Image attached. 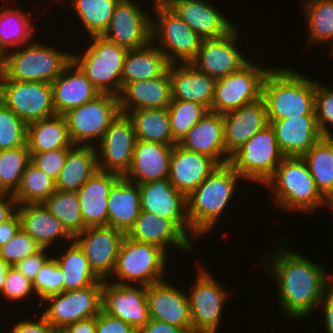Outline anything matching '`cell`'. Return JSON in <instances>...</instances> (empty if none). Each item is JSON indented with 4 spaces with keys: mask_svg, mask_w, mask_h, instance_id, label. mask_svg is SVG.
I'll list each match as a JSON object with an SVG mask.
<instances>
[{
    "mask_svg": "<svg viewBox=\"0 0 333 333\" xmlns=\"http://www.w3.org/2000/svg\"><path fill=\"white\" fill-rule=\"evenodd\" d=\"M282 249L280 247L278 252L276 249L268 258L271 262L263 263L264 268L275 279L278 298L286 315L293 319L309 316L333 287V276L298 252Z\"/></svg>",
    "mask_w": 333,
    "mask_h": 333,
    "instance_id": "6da1fadb",
    "label": "cell"
},
{
    "mask_svg": "<svg viewBox=\"0 0 333 333\" xmlns=\"http://www.w3.org/2000/svg\"><path fill=\"white\" fill-rule=\"evenodd\" d=\"M262 99L268 120L315 115L314 81L289 68H271L263 82Z\"/></svg>",
    "mask_w": 333,
    "mask_h": 333,
    "instance_id": "7a4b0ae2",
    "label": "cell"
},
{
    "mask_svg": "<svg viewBox=\"0 0 333 333\" xmlns=\"http://www.w3.org/2000/svg\"><path fill=\"white\" fill-rule=\"evenodd\" d=\"M239 178L229 164L219 165L188 197L191 230L199 236L212 231L234 195Z\"/></svg>",
    "mask_w": 333,
    "mask_h": 333,
    "instance_id": "3957f363",
    "label": "cell"
},
{
    "mask_svg": "<svg viewBox=\"0 0 333 333\" xmlns=\"http://www.w3.org/2000/svg\"><path fill=\"white\" fill-rule=\"evenodd\" d=\"M265 184L274 190L276 205L285 210L311 213L327 203L302 157H285Z\"/></svg>",
    "mask_w": 333,
    "mask_h": 333,
    "instance_id": "277c9868",
    "label": "cell"
},
{
    "mask_svg": "<svg viewBox=\"0 0 333 333\" xmlns=\"http://www.w3.org/2000/svg\"><path fill=\"white\" fill-rule=\"evenodd\" d=\"M85 53L72 55V61L101 92L119 96L121 73L128 50L102 35L91 36Z\"/></svg>",
    "mask_w": 333,
    "mask_h": 333,
    "instance_id": "5b68a950",
    "label": "cell"
},
{
    "mask_svg": "<svg viewBox=\"0 0 333 333\" xmlns=\"http://www.w3.org/2000/svg\"><path fill=\"white\" fill-rule=\"evenodd\" d=\"M17 50L7 52L4 76L20 82L52 83L72 61V54L52 49L37 40Z\"/></svg>",
    "mask_w": 333,
    "mask_h": 333,
    "instance_id": "8992f818",
    "label": "cell"
},
{
    "mask_svg": "<svg viewBox=\"0 0 333 333\" xmlns=\"http://www.w3.org/2000/svg\"><path fill=\"white\" fill-rule=\"evenodd\" d=\"M153 5L158 22L152 19V42L159 39L158 48L170 64L191 63L202 39L163 0H154Z\"/></svg>",
    "mask_w": 333,
    "mask_h": 333,
    "instance_id": "52a82bcc",
    "label": "cell"
},
{
    "mask_svg": "<svg viewBox=\"0 0 333 333\" xmlns=\"http://www.w3.org/2000/svg\"><path fill=\"white\" fill-rule=\"evenodd\" d=\"M166 252L153 244L138 242L125 236L112 274L118 277V284L149 286L160 282L166 267Z\"/></svg>",
    "mask_w": 333,
    "mask_h": 333,
    "instance_id": "ba28073f",
    "label": "cell"
},
{
    "mask_svg": "<svg viewBox=\"0 0 333 333\" xmlns=\"http://www.w3.org/2000/svg\"><path fill=\"white\" fill-rule=\"evenodd\" d=\"M284 158L269 124L230 156L229 165L245 180L265 184Z\"/></svg>",
    "mask_w": 333,
    "mask_h": 333,
    "instance_id": "9c48e42d",
    "label": "cell"
},
{
    "mask_svg": "<svg viewBox=\"0 0 333 333\" xmlns=\"http://www.w3.org/2000/svg\"><path fill=\"white\" fill-rule=\"evenodd\" d=\"M120 113L119 96L107 93H101L95 99L70 109L63 116L72 144L92 146L93 141L100 142Z\"/></svg>",
    "mask_w": 333,
    "mask_h": 333,
    "instance_id": "30bf717a",
    "label": "cell"
},
{
    "mask_svg": "<svg viewBox=\"0 0 333 333\" xmlns=\"http://www.w3.org/2000/svg\"><path fill=\"white\" fill-rule=\"evenodd\" d=\"M271 69L249 60L240 69L216 80L211 112L224 114L262 98V86Z\"/></svg>",
    "mask_w": 333,
    "mask_h": 333,
    "instance_id": "8fae6325",
    "label": "cell"
},
{
    "mask_svg": "<svg viewBox=\"0 0 333 333\" xmlns=\"http://www.w3.org/2000/svg\"><path fill=\"white\" fill-rule=\"evenodd\" d=\"M103 280L83 289L62 291L43 299L49 302L43 316L59 332L65 326L98 315L102 310Z\"/></svg>",
    "mask_w": 333,
    "mask_h": 333,
    "instance_id": "7c38bea8",
    "label": "cell"
},
{
    "mask_svg": "<svg viewBox=\"0 0 333 333\" xmlns=\"http://www.w3.org/2000/svg\"><path fill=\"white\" fill-rule=\"evenodd\" d=\"M0 101L26 124L56 115L52 85L0 77Z\"/></svg>",
    "mask_w": 333,
    "mask_h": 333,
    "instance_id": "4fadbf2b",
    "label": "cell"
},
{
    "mask_svg": "<svg viewBox=\"0 0 333 333\" xmlns=\"http://www.w3.org/2000/svg\"><path fill=\"white\" fill-rule=\"evenodd\" d=\"M196 278L191 294H187L192 332L217 333L227 298L225 289L202 267Z\"/></svg>",
    "mask_w": 333,
    "mask_h": 333,
    "instance_id": "5bb4252c",
    "label": "cell"
},
{
    "mask_svg": "<svg viewBox=\"0 0 333 333\" xmlns=\"http://www.w3.org/2000/svg\"><path fill=\"white\" fill-rule=\"evenodd\" d=\"M134 3L119 0L109 26L102 35L127 50L144 47L152 41V19Z\"/></svg>",
    "mask_w": 333,
    "mask_h": 333,
    "instance_id": "9a60e30c",
    "label": "cell"
},
{
    "mask_svg": "<svg viewBox=\"0 0 333 333\" xmlns=\"http://www.w3.org/2000/svg\"><path fill=\"white\" fill-rule=\"evenodd\" d=\"M135 142L133 122L127 115L120 113L98 143V170L124 176L132 163Z\"/></svg>",
    "mask_w": 333,
    "mask_h": 333,
    "instance_id": "2e32d148",
    "label": "cell"
},
{
    "mask_svg": "<svg viewBox=\"0 0 333 333\" xmlns=\"http://www.w3.org/2000/svg\"><path fill=\"white\" fill-rule=\"evenodd\" d=\"M103 280L102 310L130 324L136 330L150 321L147 286L109 283ZM108 282V283H107Z\"/></svg>",
    "mask_w": 333,
    "mask_h": 333,
    "instance_id": "e0dca14e",
    "label": "cell"
},
{
    "mask_svg": "<svg viewBox=\"0 0 333 333\" xmlns=\"http://www.w3.org/2000/svg\"><path fill=\"white\" fill-rule=\"evenodd\" d=\"M124 237V232L110 226H91L77 234L73 240L84 251L95 274L106 280L108 276H113Z\"/></svg>",
    "mask_w": 333,
    "mask_h": 333,
    "instance_id": "ac0fdd59",
    "label": "cell"
},
{
    "mask_svg": "<svg viewBox=\"0 0 333 333\" xmlns=\"http://www.w3.org/2000/svg\"><path fill=\"white\" fill-rule=\"evenodd\" d=\"M237 36L238 30L234 27L220 38L202 39L191 64L215 81L237 71L249 61L237 48Z\"/></svg>",
    "mask_w": 333,
    "mask_h": 333,
    "instance_id": "d6986e66",
    "label": "cell"
},
{
    "mask_svg": "<svg viewBox=\"0 0 333 333\" xmlns=\"http://www.w3.org/2000/svg\"><path fill=\"white\" fill-rule=\"evenodd\" d=\"M139 188L141 210L173 221L187 236L190 230L192 236L197 237L188 221L187 197L168 178L139 184Z\"/></svg>",
    "mask_w": 333,
    "mask_h": 333,
    "instance_id": "ffe728a7",
    "label": "cell"
},
{
    "mask_svg": "<svg viewBox=\"0 0 333 333\" xmlns=\"http://www.w3.org/2000/svg\"><path fill=\"white\" fill-rule=\"evenodd\" d=\"M150 319L168 323L192 333L187 293L162 280L147 286Z\"/></svg>",
    "mask_w": 333,
    "mask_h": 333,
    "instance_id": "44dd1931",
    "label": "cell"
},
{
    "mask_svg": "<svg viewBox=\"0 0 333 333\" xmlns=\"http://www.w3.org/2000/svg\"><path fill=\"white\" fill-rule=\"evenodd\" d=\"M201 39L220 38L235 26L203 0H163ZM231 22V23H230Z\"/></svg>",
    "mask_w": 333,
    "mask_h": 333,
    "instance_id": "7402d4cb",
    "label": "cell"
},
{
    "mask_svg": "<svg viewBox=\"0 0 333 333\" xmlns=\"http://www.w3.org/2000/svg\"><path fill=\"white\" fill-rule=\"evenodd\" d=\"M219 164L207 155L174 145L170 159L169 181L188 197Z\"/></svg>",
    "mask_w": 333,
    "mask_h": 333,
    "instance_id": "603a6c76",
    "label": "cell"
},
{
    "mask_svg": "<svg viewBox=\"0 0 333 333\" xmlns=\"http://www.w3.org/2000/svg\"><path fill=\"white\" fill-rule=\"evenodd\" d=\"M223 115L226 153L231 156L255 133L269 125L264 100L242 106Z\"/></svg>",
    "mask_w": 333,
    "mask_h": 333,
    "instance_id": "cb8c5ba5",
    "label": "cell"
},
{
    "mask_svg": "<svg viewBox=\"0 0 333 333\" xmlns=\"http://www.w3.org/2000/svg\"><path fill=\"white\" fill-rule=\"evenodd\" d=\"M125 236L138 242L156 245L165 252L168 245L188 253L193 250L190 237L173 221L143 210Z\"/></svg>",
    "mask_w": 333,
    "mask_h": 333,
    "instance_id": "d4e9b609",
    "label": "cell"
},
{
    "mask_svg": "<svg viewBox=\"0 0 333 333\" xmlns=\"http://www.w3.org/2000/svg\"><path fill=\"white\" fill-rule=\"evenodd\" d=\"M173 147L136 140L131 166L123 177L137 184L167 179Z\"/></svg>",
    "mask_w": 333,
    "mask_h": 333,
    "instance_id": "484cf974",
    "label": "cell"
},
{
    "mask_svg": "<svg viewBox=\"0 0 333 333\" xmlns=\"http://www.w3.org/2000/svg\"><path fill=\"white\" fill-rule=\"evenodd\" d=\"M268 121L285 157H301L323 137L318 130L315 115Z\"/></svg>",
    "mask_w": 333,
    "mask_h": 333,
    "instance_id": "4316f807",
    "label": "cell"
},
{
    "mask_svg": "<svg viewBox=\"0 0 333 333\" xmlns=\"http://www.w3.org/2000/svg\"><path fill=\"white\" fill-rule=\"evenodd\" d=\"M178 144L186 150L209 156L219 165L229 164L222 114L209 111Z\"/></svg>",
    "mask_w": 333,
    "mask_h": 333,
    "instance_id": "83f0119b",
    "label": "cell"
},
{
    "mask_svg": "<svg viewBox=\"0 0 333 333\" xmlns=\"http://www.w3.org/2000/svg\"><path fill=\"white\" fill-rule=\"evenodd\" d=\"M121 177L113 172L97 170L77 191L86 227L108 226V196L113 185Z\"/></svg>",
    "mask_w": 333,
    "mask_h": 333,
    "instance_id": "f1b7e54d",
    "label": "cell"
},
{
    "mask_svg": "<svg viewBox=\"0 0 333 333\" xmlns=\"http://www.w3.org/2000/svg\"><path fill=\"white\" fill-rule=\"evenodd\" d=\"M51 85L55 111L60 115L101 94L73 61L64 68L62 74Z\"/></svg>",
    "mask_w": 333,
    "mask_h": 333,
    "instance_id": "f546056e",
    "label": "cell"
},
{
    "mask_svg": "<svg viewBox=\"0 0 333 333\" xmlns=\"http://www.w3.org/2000/svg\"><path fill=\"white\" fill-rule=\"evenodd\" d=\"M177 66V67H176ZM171 100L205 105L211 111L215 80L191 63L170 64Z\"/></svg>",
    "mask_w": 333,
    "mask_h": 333,
    "instance_id": "4dcf8cb0",
    "label": "cell"
},
{
    "mask_svg": "<svg viewBox=\"0 0 333 333\" xmlns=\"http://www.w3.org/2000/svg\"><path fill=\"white\" fill-rule=\"evenodd\" d=\"M170 102L168 70L162 76L127 84L119 95L120 112L125 115L139 109L168 108Z\"/></svg>",
    "mask_w": 333,
    "mask_h": 333,
    "instance_id": "1f68e13d",
    "label": "cell"
},
{
    "mask_svg": "<svg viewBox=\"0 0 333 333\" xmlns=\"http://www.w3.org/2000/svg\"><path fill=\"white\" fill-rule=\"evenodd\" d=\"M108 201V226L126 234L141 212L139 184L122 176L110 190Z\"/></svg>",
    "mask_w": 333,
    "mask_h": 333,
    "instance_id": "d6a6232c",
    "label": "cell"
},
{
    "mask_svg": "<svg viewBox=\"0 0 333 333\" xmlns=\"http://www.w3.org/2000/svg\"><path fill=\"white\" fill-rule=\"evenodd\" d=\"M21 228L34 239L41 248H48L59 238L70 239L73 237L63 227L62 223L52 215L43 203L18 204Z\"/></svg>",
    "mask_w": 333,
    "mask_h": 333,
    "instance_id": "836d02e7",
    "label": "cell"
},
{
    "mask_svg": "<svg viewBox=\"0 0 333 333\" xmlns=\"http://www.w3.org/2000/svg\"><path fill=\"white\" fill-rule=\"evenodd\" d=\"M95 145H73L55 181L56 190L77 192L98 170Z\"/></svg>",
    "mask_w": 333,
    "mask_h": 333,
    "instance_id": "e575fe53",
    "label": "cell"
},
{
    "mask_svg": "<svg viewBox=\"0 0 333 333\" xmlns=\"http://www.w3.org/2000/svg\"><path fill=\"white\" fill-rule=\"evenodd\" d=\"M152 41L141 48L128 50L121 73L122 89L129 83L162 76L170 63Z\"/></svg>",
    "mask_w": 333,
    "mask_h": 333,
    "instance_id": "d590c367",
    "label": "cell"
},
{
    "mask_svg": "<svg viewBox=\"0 0 333 333\" xmlns=\"http://www.w3.org/2000/svg\"><path fill=\"white\" fill-rule=\"evenodd\" d=\"M27 146L30 152H47L73 146L63 115L43 118L27 124Z\"/></svg>",
    "mask_w": 333,
    "mask_h": 333,
    "instance_id": "8d00e7d4",
    "label": "cell"
},
{
    "mask_svg": "<svg viewBox=\"0 0 333 333\" xmlns=\"http://www.w3.org/2000/svg\"><path fill=\"white\" fill-rule=\"evenodd\" d=\"M127 116L133 122L136 140L176 145L170 129L167 108L139 109L130 111Z\"/></svg>",
    "mask_w": 333,
    "mask_h": 333,
    "instance_id": "74e56055",
    "label": "cell"
},
{
    "mask_svg": "<svg viewBox=\"0 0 333 333\" xmlns=\"http://www.w3.org/2000/svg\"><path fill=\"white\" fill-rule=\"evenodd\" d=\"M71 244L61 257H53L64 276V291L83 289L101 280L91 269L84 251L74 240Z\"/></svg>",
    "mask_w": 333,
    "mask_h": 333,
    "instance_id": "f35d334b",
    "label": "cell"
},
{
    "mask_svg": "<svg viewBox=\"0 0 333 333\" xmlns=\"http://www.w3.org/2000/svg\"><path fill=\"white\" fill-rule=\"evenodd\" d=\"M32 22L30 13H23L19 7L17 9L8 7L0 11V46L6 53L12 47L20 48L34 42L29 41L35 33V25Z\"/></svg>",
    "mask_w": 333,
    "mask_h": 333,
    "instance_id": "ab89813d",
    "label": "cell"
},
{
    "mask_svg": "<svg viewBox=\"0 0 333 333\" xmlns=\"http://www.w3.org/2000/svg\"><path fill=\"white\" fill-rule=\"evenodd\" d=\"M301 157L310 170L317 189L328 199L333 194V146L322 137Z\"/></svg>",
    "mask_w": 333,
    "mask_h": 333,
    "instance_id": "60d3db41",
    "label": "cell"
},
{
    "mask_svg": "<svg viewBox=\"0 0 333 333\" xmlns=\"http://www.w3.org/2000/svg\"><path fill=\"white\" fill-rule=\"evenodd\" d=\"M43 204L73 238L87 228L81 215L77 192L56 190Z\"/></svg>",
    "mask_w": 333,
    "mask_h": 333,
    "instance_id": "b9f144b4",
    "label": "cell"
},
{
    "mask_svg": "<svg viewBox=\"0 0 333 333\" xmlns=\"http://www.w3.org/2000/svg\"><path fill=\"white\" fill-rule=\"evenodd\" d=\"M55 191V180L30 162L13 196L17 204H37L43 203Z\"/></svg>",
    "mask_w": 333,
    "mask_h": 333,
    "instance_id": "7bdbcfd3",
    "label": "cell"
},
{
    "mask_svg": "<svg viewBox=\"0 0 333 333\" xmlns=\"http://www.w3.org/2000/svg\"><path fill=\"white\" fill-rule=\"evenodd\" d=\"M119 0H71L68 2L78 13L89 36L103 35Z\"/></svg>",
    "mask_w": 333,
    "mask_h": 333,
    "instance_id": "ee69618b",
    "label": "cell"
},
{
    "mask_svg": "<svg viewBox=\"0 0 333 333\" xmlns=\"http://www.w3.org/2000/svg\"><path fill=\"white\" fill-rule=\"evenodd\" d=\"M309 43L333 44V0H308L303 3Z\"/></svg>",
    "mask_w": 333,
    "mask_h": 333,
    "instance_id": "f6af8a7d",
    "label": "cell"
},
{
    "mask_svg": "<svg viewBox=\"0 0 333 333\" xmlns=\"http://www.w3.org/2000/svg\"><path fill=\"white\" fill-rule=\"evenodd\" d=\"M30 162L31 153L27 144L0 150V193H14L17 190Z\"/></svg>",
    "mask_w": 333,
    "mask_h": 333,
    "instance_id": "bcb514c9",
    "label": "cell"
},
{
    "mask_svg": "<svg viewBox=\"0 0 333 333\" xmlns=\"http://www.w3.org/2000/svg\"><path fill=\"white\" fill-rule=\"evenodd\" d=\"M167 110L173 141L176 144L210 111L203 104L184 100H171Z\"/></svg>",
    "mask_w": 333,
    "mask_h": 333,
    "instance_id": "7dc6e473",
    "label": "cell"
},
{
    "mask_svg": "<svg viewBox=\"0 0 333 333\" xmlns=\"http://www.w3.org/2000/svg\"><path fill=\"white\" fill-rule=\"evenodd\" d=\"M27 144V124L0 101V150Z\"/></svg>",
    "mask_w": 333,
    "mask_h": 333,
    "instance_id": "c3c4849f",
    "label": "cell"
},
{
    "mask_svg": "<svg viewBox=\"0 0 333 333\" xmlns=\"http://www.w3.org/2000/svg\"><path fill=\"white\" fill-rule=\"evenodd\" d=\"M64 276L62 270L57 265L54 258H49L39 270L33 281V289L36 296L40 298V306L42 300L52 294L64 291Z\"/></svg>",
    "mask_w": 333,
    "mask_h": 333,
    "instance_id": "681fc988",
    "label": "cell"
},
{
    "mask_svg": "<svg viewBox=\"0 0 333 333\" xmlns=\"http://www.w3.org/2000/svg\"><path fill=\"white\" fill-rule=\"evenodd\" d=\"M40 249V245L20 228L14 238L0 248V258L8 266H15L19 261L37 253Z\"/></svg>",
    "mask_w": 333,
    "mask_h": 333,
    "instance_id": "f907efd6",
    "label": "cell"
},
{
    "mask_svg": "<svg viewBox=\"0 0 333 333\" xmlns=\"http://www.w3.org/2000/svg\"><path fill=\"white\" fill-rule=\"evenodd\" d=\"M315 117L319 132L323 135L333 127V90L314 81Z\"/></svg>",
    "mask_w": 333,
    "mask_h": 333,
    "instance_id": "816d5d0a",
    "label": "cell"
},
{
    "mask_svg": "<svg viewBox=\"0 0 333 333\" xmlns=\"http://www.w3.org/2000/svg\"><path fill=\"white\" fill-rule=\"evenodd\" d=\"M1 293L3 297L16 302L28 298L31 294L34 295L35 292L33 282L23 276L14 266H9Z\"/></svg>",
    "mask_w": 333,
    "mask_h": 333,
    "instance_id": "f5cc1de1",
    "label": "cell"
},
{
    "mask_svg": "<svg viewBox=\"0 0 333 333\" xmlns=\"http://www.w3.org/2000/svg\"><path fill=\"white\" fill-rule=\"evenodd\" d=\"M70 148L47 152H30L31 162L56 181L63 168Z\"/></svg>",
    "mask_w": 333,
    "mask_h": 333,
    "instance_id": "db71d44e",
    "label": "cell"
},
{
    "mask_svg": "<svg viewBox=\"0 0 333 333\" xmlns=\"http://www.w3.org/2000/svg\"><path fill=\"white\" fill-rule=\"evenodd\" d=\"M96 333H137L130 324L113 317L103 310L96 315Z\"/></svg>",
    "mask_w": 333,
    "mask_h": 333,
    "instance_id": "11a10c76",
    "label": "cell"
},
{
    "mask_svg": "<svg viewBox=\"0 0 333 333\" xmlns=\"http://www.w3.org/2000/svg\"><path fill=\"white\" fill-rule=\"evenodd\" d=\"M46 248H41L37 253L29 255L23 260L19 261L14 267L25 277L32 282L36 278L39 270L44 263L50 258L46 255Z\"/></svg>",
    "mask_w": 333,
    "mask_h": 333,
    "instance_id": "9f6ffc18",
    "label": "cell"
},
{
    "mask_svg": "<svg viewBox=\"0 0 333 333\" xmlns=\"http://www.w3.org/2000/svg\"><path fill=\"white\" fill-rule=\"evenodd\" d=\"M11 333H56V331L52 328L50 323L44 318V316H40L36 321L32 320H21L16 323L13 329L10 331Z\"/></svg>",
    "mask_w": 333,
    "mask_h": 333,
    "instance_id": "6f0895ef",
    "label": "cell"
},
{
    "mask_svg": "<svg viewBox=\"0 0 333 333\" xmlns=\"http://www.w3.org/2000/svg\"><path fill=\"white\" fill-rule=\"evenodd\" d=\"M21 228L17 212L7 221L0 224V248L11 241Z\"/></svg>",
    "mask_w": 333,
    "mask_h": 333,
    "instance_id": "680465c9",
    "label": "cell"
},
{
    "mask_svg": "<svg viewBox=\"0 0 333 333\" xmlns=\"http://www.w3.org/2000/svg\"><path fill=\"white\" fill-rule=\"evenodd\" d=\"M17 206L13 193H0V224L17 212Z\"/></svg>",
    "mask_w": 333,
    "mask_h": 333,
    "instance_id": "91938a15",
    "label": "cell"
},
{
    "mask_svg": "<svg viewBox=\"0 0 333 333\" xmlns=\"http://www.w3.org/2000/svg\"><path fill=\"white\" fill-rule=\"evenodd\" d=\"M137 333H186L182 328L170 325L165 322L150 319V321L142 328L137 330Z\"/></svg>",
    "mask_w": 333,
    "mask_h": 333,
    "instance_id": "94428289",
    "label": "cell"
},
{
    "mask_svg": "<svg viewBox=\"0 0 333 333\" xmlns=\"http://www.w3.org/2000/svg\"><path fill=\"white\" fill-rule=\"evenodd\" d=\"M60 333H96V316L65 326Z\"/></svg>",
    "mask_w": 333,
    "mask_h": 333,
    "instance_id": "6125c7cd",
    "label": "cell"
},
{
    "mask_svg": "<svg viewBox=\"0 0 333 333\" xmlns=\"http://www.w3.org/2000/svg\"><path fill=\"white\" fill-rule=\"evenodd\" d=\"M319 305H323L325 328L328 333H333V287L326 293Z\"/></svg>",
    "mask_w": 333,
    "mask_h": 333,
    "instance_id": "be15d7a7",
    "label": "cell"
},
{
    "mask_svg": "<svg viewBox=\"0 0 333 333\" xmlns=\"http://www.w3.org/2000/svg\"><path fill=\"white\" fill-rule=\"evenodd\" d=\"M8 265L0 258V293L3 290Z\"/></svg>",
    "mask_w": 333,
    "mask_h": 333,
    "instance_id": "e7e4bbea",
    "label": "cell"
},
{
    "mask_svg": "<svg viewBox=\"0 0 333 333\" xmlns=\"http://www.w3.org/2000/svg\"><path fill=\"white\" fill-rule=\"evenodd\" d=\"M6 59H7V53L0 46V77L4 74L5 67H6Z\"/></svg>",
    "mask_w": 333,
    "mask_h": 333,
    "instance_id": "03108f58",
    "label": "cell"
},
{
    "mask_svg": "<svg viewBox=\"0 0 333 333\" xmlns=\"http://www.w3.org/2000/svg\"><path fill=\"white\" fill-rule=\"evenodd\" d=\"M323 137L333 146V133L330 130L324 133Z\"/></svg>",
    "mask_w": 333,
    "mask_h": 333,
    "instance_id": "003e7915",
    "label": "cell"
},
{
    "mask_svg": "<svg viewBox=\"0 0 333 333\" xmlns=\"http://www.w3.org/2000/svg\"><path fill=\"white\" fill-rule=\"evenodd\" d=\"M327 204L333 209V194L327 199Z\"/></svg>",
    "mask_w": 333,
    "mask_h": 333,
    "instance_id": "a7ac6f4b",
    "label": "cell"
},
{
    "mask_svg": "<svg viewBox=\"0 0 333 333\" xmlns=\"http://www.w3.org/2000/svg\"><path fill=\"white\" fill-rule=\"evenodd\" d=\"M331 48H332V50H331V55H333V44H332V47H331Z\"/></svg>",
    "mask_w": 333,
    "mask_h": 333,
    "instance_id": "89a4df30",
    "label": "cell"
}]
</instances>
